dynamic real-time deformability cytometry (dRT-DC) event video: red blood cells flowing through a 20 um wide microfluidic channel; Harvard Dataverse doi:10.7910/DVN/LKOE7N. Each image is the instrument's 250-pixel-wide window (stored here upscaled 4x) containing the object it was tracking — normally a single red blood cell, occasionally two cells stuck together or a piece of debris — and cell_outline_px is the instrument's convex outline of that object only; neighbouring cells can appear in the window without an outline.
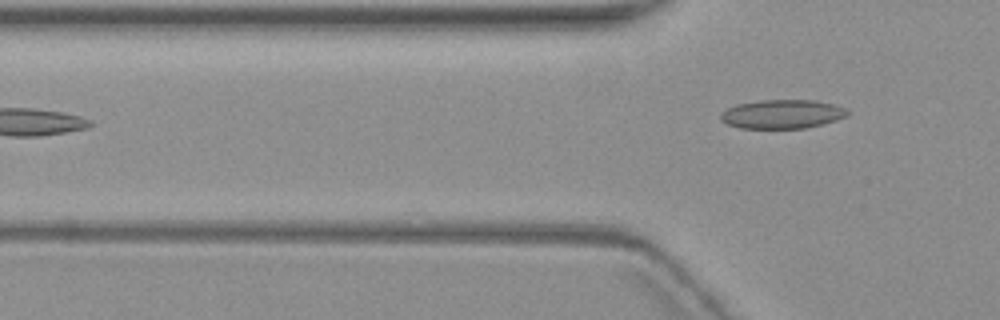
{"species": "common noctule bat (a hibernating species)", "species_latin": "Nyctalus noctula", "temperature_condition": "warm", "stored_images_in_passage": 3, "camera_frame_rate_fps": 3000, "um_per_image_px": 0.085, "animal": {"sex": "female", "body_mass_g": 19.3, "forearm_length_mm": 54.1}, "frame": {"image": 1, "passage_image": 3, "time_ms": 2.333, "image_size_px": [1000, 320], "cell_outline_px": [[852, 112], [848, 116], [836, 120], [804, 128], [740, 128], [728, 124], [720, 120], [720, 112], [736, 104], [760, 100], [816, 100], [832, 104], [844, 108]], "centroid_in_image_um": [66.48, 9.69], "position_along_channel_um": 59.3, "area_um2": 21.39}}